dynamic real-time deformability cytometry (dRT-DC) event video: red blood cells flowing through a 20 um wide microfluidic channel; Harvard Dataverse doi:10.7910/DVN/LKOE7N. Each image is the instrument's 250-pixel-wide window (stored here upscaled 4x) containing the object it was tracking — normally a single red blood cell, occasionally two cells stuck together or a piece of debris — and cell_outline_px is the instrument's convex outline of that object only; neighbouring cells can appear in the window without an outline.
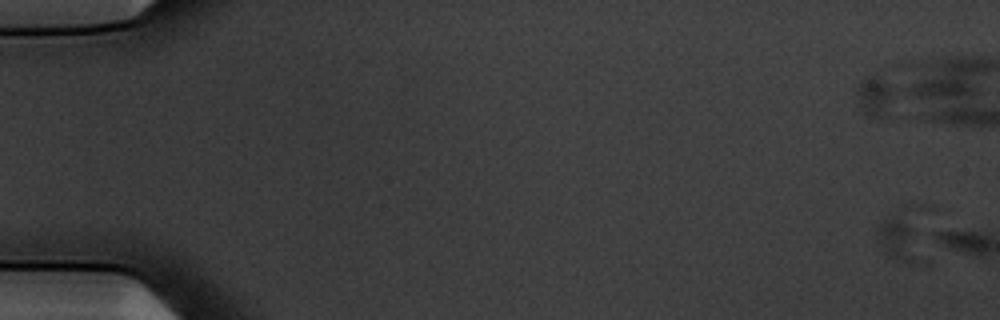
{"species": "common noctule bat (a hibernating species)", "species_latin": "Nyctalus noctula", "temperature_condition": "warm", "stored_images_in_passage": 3, "camera_frame_rate_fps": 3000, "um_per_image_px": 0.085, "animal": {"sex": "male", "body_mass_g": 20.1, "forearm_length_mm": 53.5}, "frame": {"image": 1, "passage_image": 2, "time_ms": 0.333, "image_size_px": [1000, 320], "cell_outline_px": [[924, 264], [912, 264], [888, 256], [884, 252], [880, 244], [876, 228], [888, 216], [900, 216], [912, 228]], "centroid_in_image_um": [76.42, 20.43], "position_along_channel_um": 8.6, "area_um2": 10.75}}